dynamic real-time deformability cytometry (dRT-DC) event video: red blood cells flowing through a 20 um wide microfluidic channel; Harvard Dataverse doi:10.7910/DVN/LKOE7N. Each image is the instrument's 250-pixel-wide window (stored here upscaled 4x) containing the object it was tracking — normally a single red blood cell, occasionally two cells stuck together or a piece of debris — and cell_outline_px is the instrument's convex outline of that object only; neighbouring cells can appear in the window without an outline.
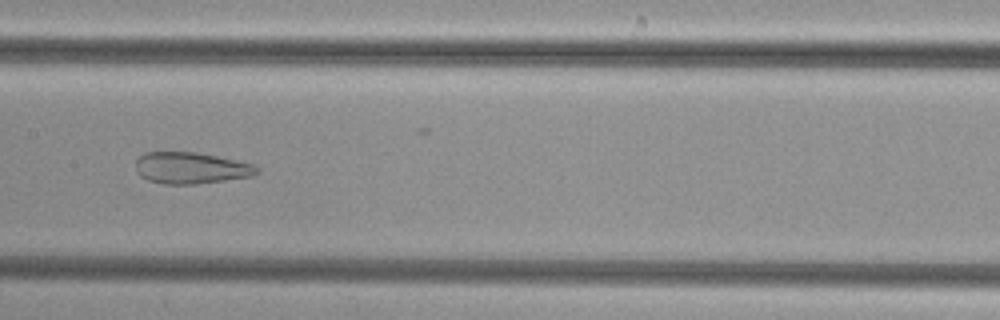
{"species": "common noctule bat (a hibernating species)", "species_latin": "Nyctalus noctula", "temperature_condition": "cold", "stored_images_in_passage": 42, "camera_frame_rate_fps": 3000, "um_per_image_px": 0.085, "animal": {"sex": "female", "body_mass_g": 29.2, "forearm_length_mm": 56.3}, "frame": {"image": 1, "passage_image": 17, "time_ms": 5.333, "image_size_px": [1000, 320], "cell_outline_px": [[260, 172], [252, 176], [224, 180], [192, 184], [160, 184], [148, 180], [140, 176], [136, 172], [136, 160], [144, 152], [196, 152], [216, 156], [252, 164], [260, 168]], "centroid_in_image_um": [16.2, 14.28], "position_along_channel_um": 191.2, "area_um2": 22.2}}
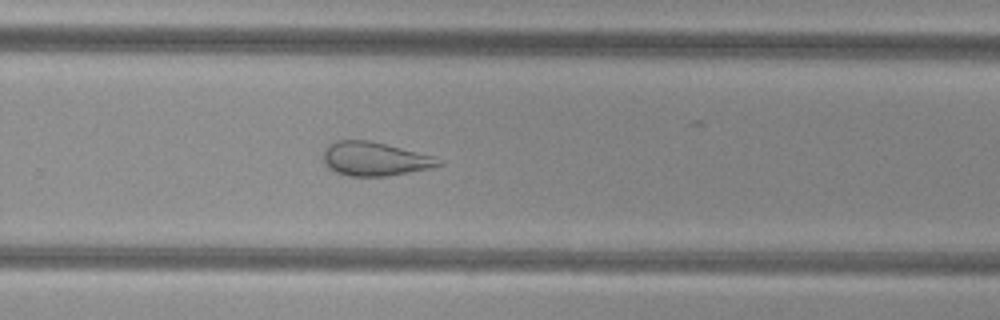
{"frame": {"image": 2, "passage_image": 25, "time_ms": 8.0, "image_size_px": [1000, 320], "cell_outline_px": [[444, 164], [428, 168], [388, 176], [348, 176], [336, 172], [328, 168], [324, 164], [324, 148], [328, 144], [336, 140], [368, 140], [432, 156], [444, 160]], "centroid_in_image_um": [31.81, 13.51], "position_along_channel_um": 298.0, "area_um2": 22.54}}
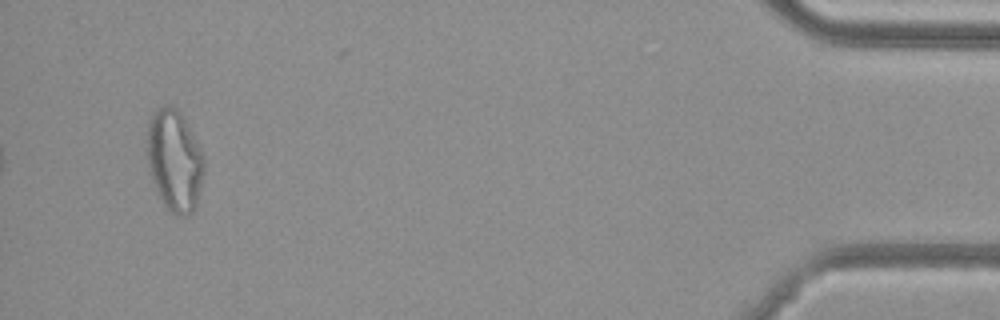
{"frame": {"image": 3, "passage_image": 40, "time_ms": 13.0, "image_size_px": [1000, 320], "cell_outline_px": [[204, 172], [196, 204], [192, 212], [184, 216], [176, 216], [168, 212], [160, 200], [156, 192], [148, 160], [148, 124], [152, 116], [160, 108], [168, 104], [176, 108], [184, 116], [200, 148], [204, 160]], "centroid_in_image_um": [14.85, 13.68], "position_along_channel_um": 420.4, "area_um2": 33.47}}